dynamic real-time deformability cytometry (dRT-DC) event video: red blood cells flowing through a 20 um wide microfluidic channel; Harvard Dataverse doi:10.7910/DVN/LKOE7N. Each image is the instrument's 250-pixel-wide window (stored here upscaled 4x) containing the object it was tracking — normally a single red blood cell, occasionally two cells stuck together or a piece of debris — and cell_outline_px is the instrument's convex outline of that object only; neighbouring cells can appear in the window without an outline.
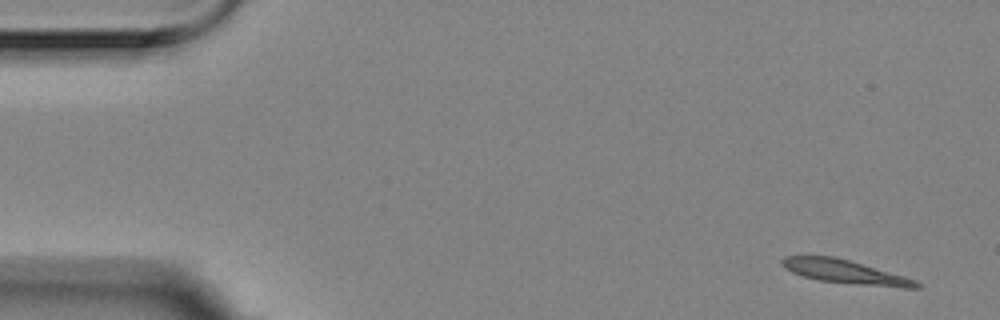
{"species": "Egyptian fruit bat (a non-hibernating species)", "species_latin": "Rousettus aegyptiacus", "temperature_condition": "room temperature", "stored_images_in_passage": 5, "camera_frame_rate_fps": 3000, "um_per_image_px": 0.085, "animal": {"sex": "female"}, "frame": {"image": 1, "passage_image": 5, "time_ms": 1.333, "image_size_px": [1000, 320], "cell_outline_px": [[920, 288], [904, 288], [816, 280], [792, 272], [784, 268], [780, 264], [780, 260], [784, 256], [832, 256], [848, 260], [904, 276], [916, 280], [920, 284]], "centroid_in_image_um": [71.79, 23.1], "position_along_channel_um": 13.2, "area_um2": 18.26}}